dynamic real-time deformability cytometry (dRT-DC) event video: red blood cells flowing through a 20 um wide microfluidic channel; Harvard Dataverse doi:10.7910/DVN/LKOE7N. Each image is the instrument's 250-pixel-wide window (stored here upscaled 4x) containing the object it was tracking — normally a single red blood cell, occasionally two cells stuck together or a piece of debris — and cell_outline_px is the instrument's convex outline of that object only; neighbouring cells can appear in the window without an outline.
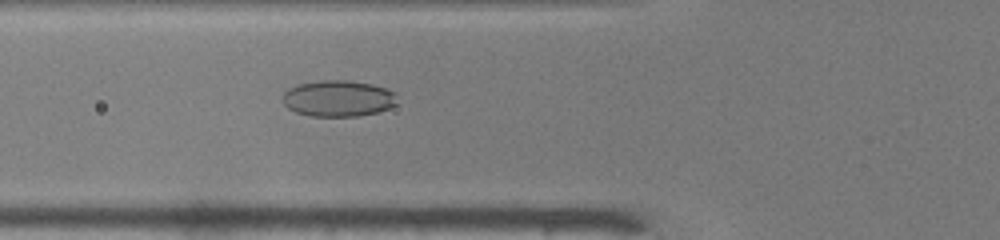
{"species": "common noctule bat (a hibernating species)", "species_latin": "Nyctalus noctula", "temperature_condition": "warm", "stored_images_in_passage": 50, "camera_frame_rate_fps": 3000, "um_per_image_px": 0.085, "animal": {"sex": "male", "body_mass_g": 19.0, "forearm_length_mm": 50.8}, "frame": {"image": 1, "passage_image": 19, "time_ms": 6.0, "image_size_px": [1000, 240], "cell_outline_px": [[396, 104], [388, 108], [376, 112], [360, 116], [308, 116], [296, 112], [288, 108], [280, 100], [284, 92], [288, 88], [296, 84], [320, 80], [348, 80], [372, 84], [396, 92]], "centroid_in_image_um": [28.7, 8.36], "position_along_channel_um": 97.1, "area_um2": 24.45}}
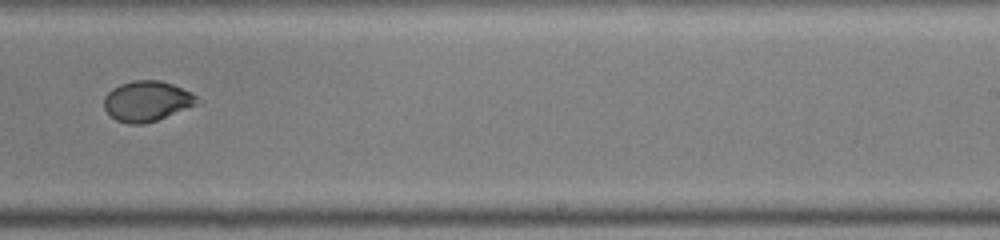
{"frame": {"image": 2, "passage_image": 32, "time_ms": 10.333, "image_size_px": [1000, 240], "cell_outline_px": [[200, 104], [156, 120], [144, 124], [128, 124], [116, 120], [104, 108], [104, 96], [112, 88], [120, 84], [132, 80], [160, 80], [172, 84], [192, 92], [196, 96]], "centroid_in_image_um": [12.5, 8.59], "position_along_channel_um": 276.5, "area_um2": 21.96}}
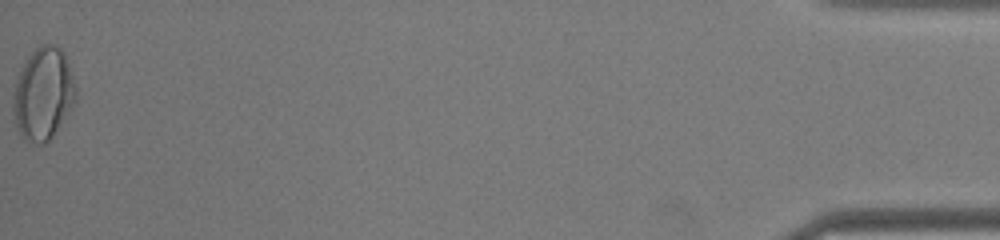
{"frame": {"image": 3, "passage_image": 50, "time_ms": 16.333, "image_size_px": [1000, 240], "cell_outline_px": [[76, 100], [52, 136], [44, 144], [36, 144], [24, 140], [16, 124], [12, 108], [12, 104], [16, 84], [20, 72], [28, 56], [40, 44], [56, 44], [64, 52], [76, 88]], "centroid_in_image_um": [3.67, 7.97], "position_along_channel_um": 431.5, "area_um2": 33.23}}